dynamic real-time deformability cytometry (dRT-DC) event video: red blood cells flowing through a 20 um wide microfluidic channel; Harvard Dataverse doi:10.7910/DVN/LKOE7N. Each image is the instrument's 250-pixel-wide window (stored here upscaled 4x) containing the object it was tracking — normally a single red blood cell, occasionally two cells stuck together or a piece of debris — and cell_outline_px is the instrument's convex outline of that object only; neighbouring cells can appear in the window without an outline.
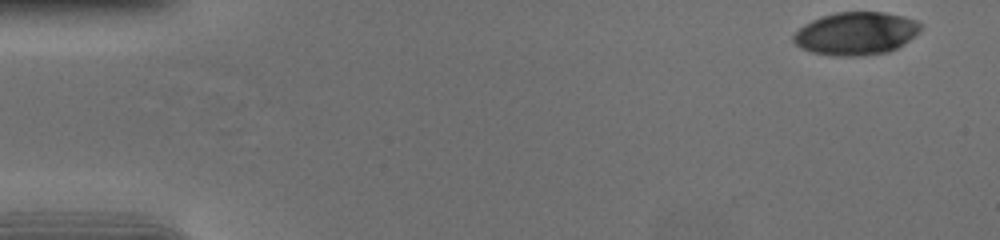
{"species": "human", "species_latin": "Homo sapiens", "temperature_condition": "cold", "stored_images_in_passage": 54, "camera_frame_rate_fps": 3000, "um_per_image_px": 0.085, "donor": {"sex": "female"}, "frame": {"image": 1, "passage_image": 1, "time_ms": 0.0, "image_size_px": [1000, 240], "cell_outline_px": [[920, 32], [904, 44], [888, 52], [864, 56], [832, 56], [812, 52], [800, 48], [792, 40], [792, 36], [804, 24], [820, 16], [836, 12], [884, 12], [904, 16], [916, 20], [920, 24]], "centroid_in_image_um": [72.75, 2.85], "position_along_channel_um": 12.2, "area_um2": 32.02}}
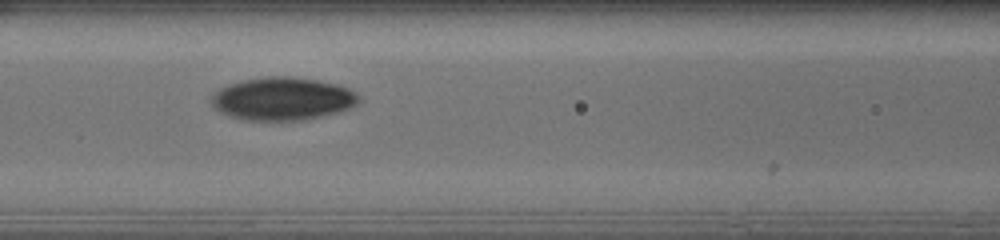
{"frame": {"image": 2, "passage_image": 23, "time_ms": 7.333, "image_size_px": [1000, 240], "cell_outline_px": [[360, 100], [356, 104], [340, 112], [304, 120], [244, 120], [228, 116], [220, 112], [208, 100], [212, 92], [228, 84], [244, 80], [264, 76], [292, 76], [316, 80], [336, 84], [348, 88], [356, 92], [360, 96]], "centroid_in_image_um": [23.98, 8.39], "position_along_channel_um": 142.6, "area_um2": 37.22}}
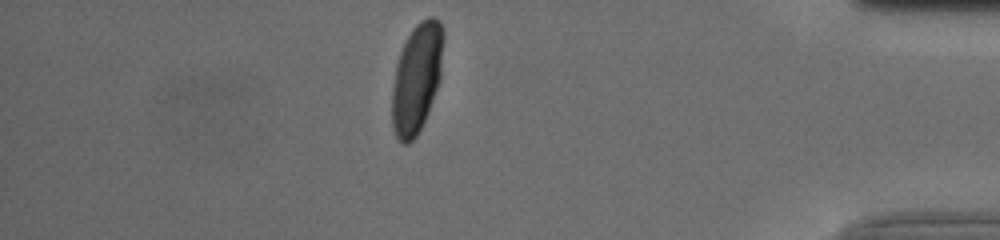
{"frame": {"image": 3, "passage_image": 47, "time_ms": 15.333, "image_size_px": [1000, 240], "cell_outline_px": [[444, 36], [440, 80], [428, 112], [416, 136], [408, 144], [404, 144], [396, 136], [392, 128], [392, 88], [396, 64], [400, 52], [412, 28], [420, 20], [428, 16], [436, 16], [440, 20], [444, 32]], "centroid_in_image_um": [35.43, 6.59], "position_along_channel_um": 399.8, "area_um2": 32.95}, "authors_computed_cell_mechanics": {"area_um2": 33.3506, "velocity_mm_per_s": 3.7043, "shape_relaxation_time_tau1_ms": 4.2182, "shape_relaxation_time_tau2_ms": 1.1565, "deformation_change_tau1": 0.182, "deformation_change_tau2": 0.0292}}